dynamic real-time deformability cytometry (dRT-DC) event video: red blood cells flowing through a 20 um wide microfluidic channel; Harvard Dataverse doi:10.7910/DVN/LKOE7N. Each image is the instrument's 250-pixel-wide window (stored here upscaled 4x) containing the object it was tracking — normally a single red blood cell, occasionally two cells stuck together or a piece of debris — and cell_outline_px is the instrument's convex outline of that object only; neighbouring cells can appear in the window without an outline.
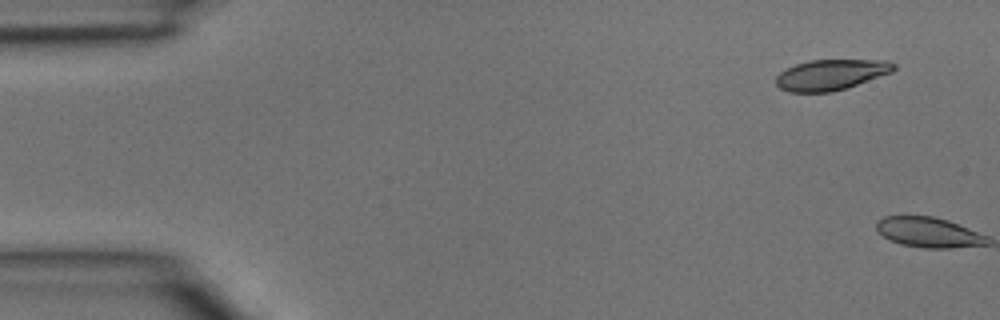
{"species": "common noctule bat (a hibernating species)", "species_latin": "Nyctalus noctula", "temperature_condition": "room temperature", "stored_images_in_passage": 2, "camera_frame_rate_fps": 3000, "um_per_image_px": 0.085, "animal": {"sex": "male", "body_mass_g": 15.6}, "frame": {"image": 1, "passage_image": 1, "time_ms": 0.0, "image_size_px": [1000, 320], "cell_outline_px": [[896, 68], [892, 72], [848, 88], [832, 92], [788, 92], [780, 88], [776, 84], [776, 76], [780, 72], [796, 64], [808, 60], [888, 60], [896, 64]], "centroid_in_image_um": [70.65, 6.35], "position_along_channel_um": 14.3, "area_um2": 21.15}}